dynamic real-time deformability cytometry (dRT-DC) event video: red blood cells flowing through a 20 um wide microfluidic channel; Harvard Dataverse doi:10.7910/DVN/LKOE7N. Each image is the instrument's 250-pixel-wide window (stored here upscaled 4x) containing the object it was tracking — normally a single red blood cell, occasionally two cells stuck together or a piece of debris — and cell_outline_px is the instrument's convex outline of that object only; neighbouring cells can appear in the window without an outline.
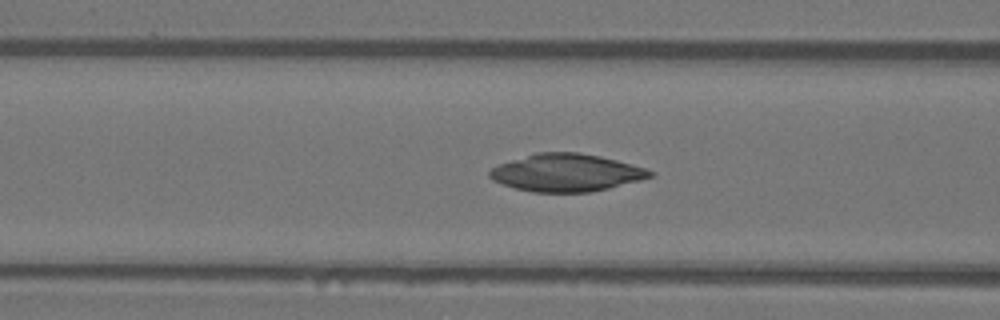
{"species": "Egyptian fruit bat (a non-hibernating species)", "species_latin": "Rousettus aegyptiacus", "temperature_condition": "warm", "stored_images_in_passage": 43, "camera_frame_rate_fps": 3000, "um_per_image_px": 0.085, "animal": {"sex": "female"}, "frame": {"image": 1, "passage_image": 19, "time_ms": 6.0, "image_size_px": [1000, 320], "cell_outline_px": [[656, 172], [652, 176], [640, 180], [592, 192], [532, 192], [516, 188], [492, 180], [488, 176], [488, 172], [492, 168], [500, 164], [536, 152], [576, 152], [600, 156], [616, 160], [644, 168]], "centroid_in_image_um": [48.13, 14.68], "position_along_channel_um": 118.5, "area_um2": 34.8}}
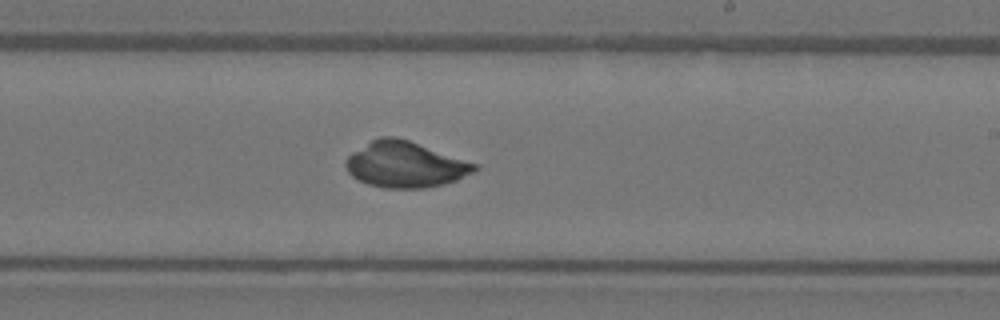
{"frame": {"image": 2, "passage_image": 29, "time_ms": 9.333, "image_size_px": [1000, 320], "cell_outline_px": [[480, 168], [456, 180], [444, 184], [424, 188], [384, 188], [368, 184], [352, 176], [348, 172], [344, 164], [348, 156], [352, 152], [372, 140], [380, 136], [392, 136], [408, 140], [476, 164]], "centroid_in_image_um": [34.4, 13.99], "position_along_channel_um": 254.6, "area_um2": 33.99}}
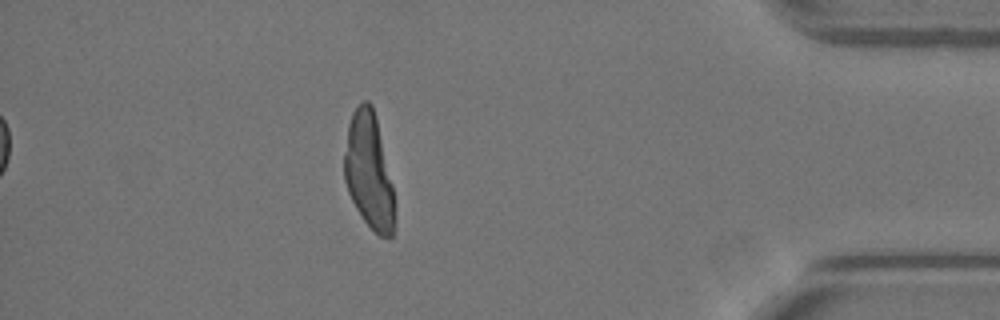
{"frame": {"image": 3, "passage_image": 43, "time_ms": 14.0, "image_size_px": [1000, 320], "cell_outline_px": [[396, 220], [392, 236], [380, 236], [364, 220], [356, 208], [348, 192], [344, 180], [344, 152], [348, 124], [352, 112], [364, 100], [368, 100], [372, 104], [376, 116], [392, 184]], "centroid_in_image_um": [31.35, 14.54], "position_along_channel_um": 403.8, "area_um2": 33.93}}